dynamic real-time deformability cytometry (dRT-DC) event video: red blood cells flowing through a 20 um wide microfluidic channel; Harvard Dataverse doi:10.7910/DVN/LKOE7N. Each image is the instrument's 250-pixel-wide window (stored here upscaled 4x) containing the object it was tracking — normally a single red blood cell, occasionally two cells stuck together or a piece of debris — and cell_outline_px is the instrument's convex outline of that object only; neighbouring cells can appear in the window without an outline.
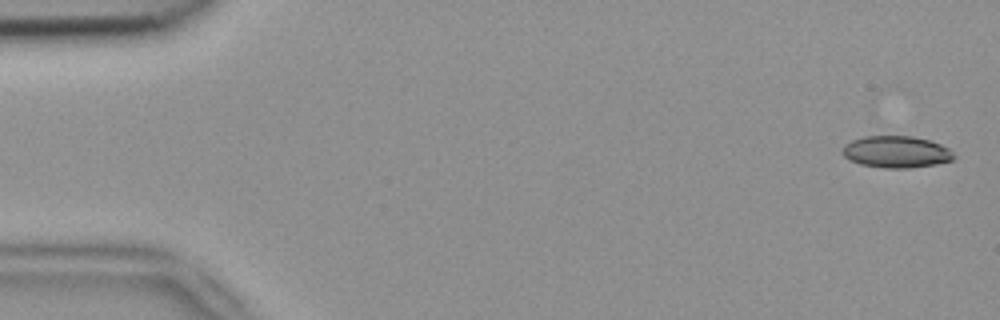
{"species": "common noctule bat (a hibernating species)", "species_latin": "Nyctalus noctula", "temperature_condition": "room temperature", "stored_images_in_passage": 7, "camera_frame_rate_fps": 3000, "um_per_image_px": 0.085, "animal": {"sex": "female", "body_mass_g": 18.4}, "frame": {"image": 1, "passage_image": 1, "time_ms": 0.0, "image_size_px": [1000, 320], "cell_outline_px": [[956, 156], [952, 160], [936, 164], [908, 168], [884, 168], [860, 164], [848, 160], [840, 152], [840, 148], [844, 144], [852, 140], [864, 136], [912, 136], [928, 140], [940, 144], [948, 148]], "centroid_in_image_um": [76.13, 12.91], "position_along_channel_um": 8.9, "area_um2": 20.81}}
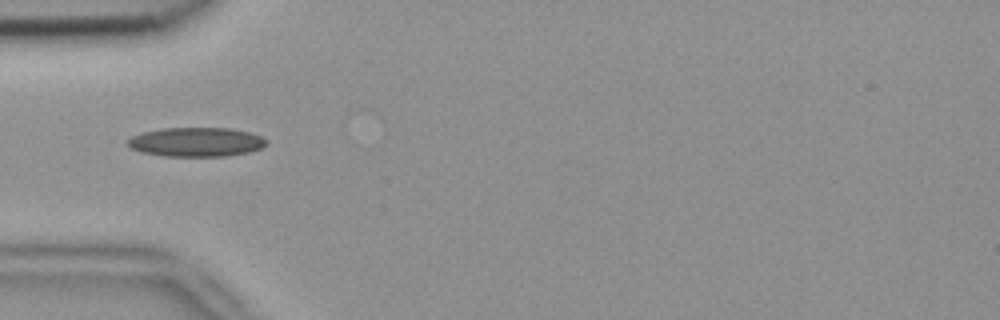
{"frame": {"image": 2, "passage_image": 4, "time_ms": 1.0, "image_size_px": [1000, 320], "cell_outline_px": [[268, 144], [260, 148], [248, 152], [224, 156], [164, 156], [140, 152], [132, 148], [128, 144], [128, 140], [132, 136], [144, 132], [164, 128], [232, 128], [248, 132], [260, 136], [268, 140]], "centroid_in_image_um": [16.7, 12.07], "position_along_channel_um": 68.3, "area_um2": 23.47}}
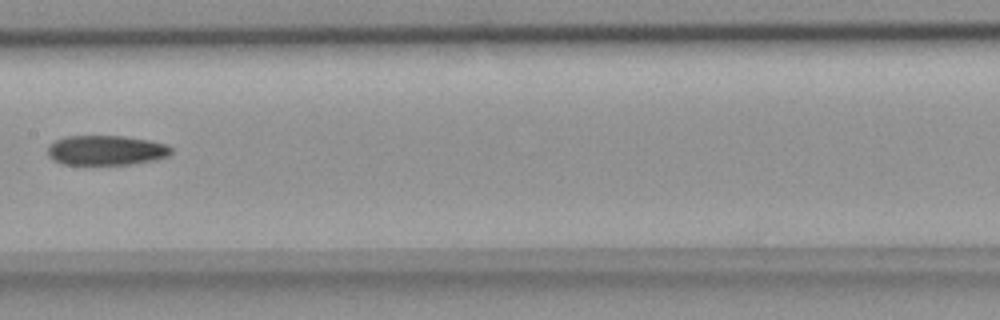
{"frame": {"image": 3, "passage_image": 7, "time_ms": 2.0, "image_size_px": [1000, 320], "cell_outline_px": [[172, 152], [168, 156], [152, 160], [128, 164], [64, 164], [48, 156], [48, 144], [64, 136], [124, 136], [148, 140], [168, 144], [172, 148]], "centroid_in_image_um": [9.02, 12.76], "position_along_channel_um": 198.4, "area_um2": 21.33}}